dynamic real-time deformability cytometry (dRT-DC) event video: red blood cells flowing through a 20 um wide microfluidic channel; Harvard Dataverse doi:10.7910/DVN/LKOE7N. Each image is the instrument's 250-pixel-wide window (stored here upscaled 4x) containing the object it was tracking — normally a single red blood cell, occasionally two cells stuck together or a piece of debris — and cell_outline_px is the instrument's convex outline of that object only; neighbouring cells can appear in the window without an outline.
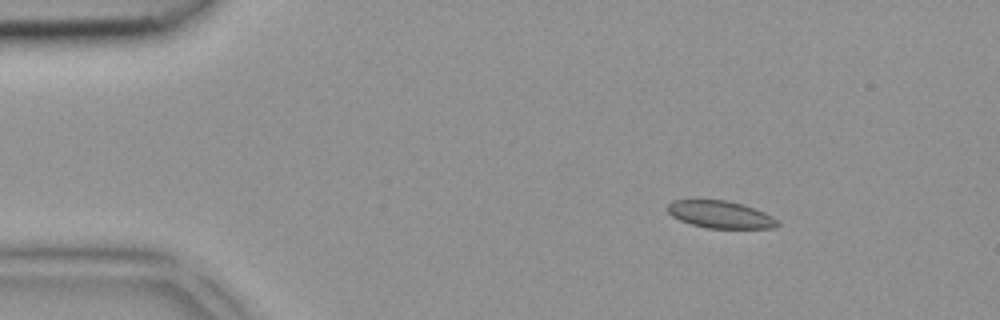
{"species": "common noctule bat (a hibernating species)", "species_latin": "Nyctalus noctula", "temperature_condition": "room temperature", "stored_images_in_passage": 3, "camera_frame_rate_fps": 3000, "um_per_image_px": 0.085, "animal": {"sex": "female", "body_mass_g": 18.4}, "frame": {"image": 1, "passage_image": 2, "time_ms": 0.333, "image_size_px": [1000, 320], "cell_outline_px": [[780, 224], [772, 228], [708, 228], [692, 224], [680, 220], [672, 216], [668, 212], [668, 204], [672, 200], [724, 200], [740, 204], [764, 212], [780, 220]], "centroid_in_image_um": [61.24, 18.24], "position_along_channel_um": 23.8, "area_um2": 17.28}}